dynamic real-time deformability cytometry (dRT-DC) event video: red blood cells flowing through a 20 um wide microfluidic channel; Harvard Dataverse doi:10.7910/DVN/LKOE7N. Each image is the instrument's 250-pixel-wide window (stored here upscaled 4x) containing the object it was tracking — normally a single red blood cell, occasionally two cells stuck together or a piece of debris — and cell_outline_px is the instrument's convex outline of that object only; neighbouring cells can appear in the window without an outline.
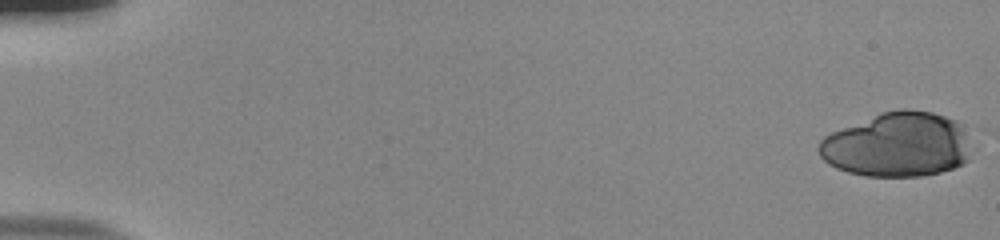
{"species": "human", "species_latin": "Homo sapiens", "temperature_condition": "room temperature", "stored_images_in_passage": 54, "camera_frame_rate_fps": 3000, "um_per_image_px": 0.085, "donor": {"sex": "male"}, "frame": {"image": 1, "passage_image": 1, "time_ms": 0.0, "image_size_px": [1000, 240], "cell_outline_px": [[968, 160], [964, 164], [940, 172], [920, 176], [864, 176], [848, 172], [836, 168], [828, 164], [820, 156], [816, 148], [820, 140], [824, 136], [832, 132], [880, 112], [896, 108], [908, 108], [932, 112], [956, 120], [960, 132]], "centroid_in_image_um": [76.14, 12.3], "position_along_channel_um": 8.9, "area_um2": 56.7}}